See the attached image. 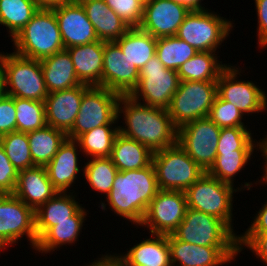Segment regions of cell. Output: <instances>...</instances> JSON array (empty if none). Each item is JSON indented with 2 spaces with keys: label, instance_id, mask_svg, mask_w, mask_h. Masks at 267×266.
<instances>
[{
  "label": "cell",
  "instance_id": "6da1fadb",
  "mask_svg": "<svg viewBox=\"0 0 267 266\" xmlns=\"http://www.w3.org/2000/svg\"><path fill=\"white\" fill-rule=\"evenodd\" d=\"M123 114V115H121ZM124 117L125 126H118L119 133L156 152L177 143L178 129L167 109L152 107L121 95L117 117Z\"/></svg>",
  "mask_w": 267,
  "mask_h": 266
},
{
  "label": "cell",
  "instance_id": "7a4b0ae2",
  "mask_svg": "<svg viewBox=\"0 0 267 266\" xmlns=\"http://www.w3.org/2000/svg\"><path fill=\"white\" fill-rule=\"evenodd\" d=\"M159 190L155 168L151 163L143 169L118 171L105 198L114 214L138 227Z\"/></svg>",
  "mask_w": 267,
  "mask_h": 266
},
{
  "label": "cell",
  "instance_id": "3957f363",
  "mask_svg": "<svg viewBox=\"0 0 267 266\" xmlns=\"http://www.w3.org/2000/svg\"><path fill=\"white\" fill-rule=\"evenodd\" d=\"M11 42L14 53L35 60L65 49L57 18L51 8H39Z\"/></svg>",
  "mask_w": 267,
  "mask_h": 266
},
{
  "label": "cell",
  "instance_id": "277c9868",
  "mask_svg": "<svg viewBox=\"0 0 267 266\" xmlns=\"http://www.w3.org/2000/svg\"><path fill=\"white\" fill-rule=\"evenodd\" d=\"M240 187L221 182L207 173L201 176L193 185L187 188L186 196L187 208L201 211L208 215L223 220L232 230L233 217V194L243 188L250 190L252 182H243ZM238 189V190H237Z\"/></svg>",
  "mask_w": 267,
  "mask_h": 266
},
{
  "label": "cell",
  "instance_id": "5b68a950",
  "mask_svg": "<svg viewBox=\"0 0 267 266\" xmlns=\"http://www.w3.org/2000/svg\"><path fill=\"white\" fill-rule=\"evenodd\" d=\"M0 70L5 94L11 97L45 101L48 95L40 60L29 59L16 53L0 52Z\"/></svg>",
  "mask_w": 267,
  "mask_h": 266
},
{
  "label": "cell",
  "instance_id": "8992f818",
  "mask_svg": "<svg viewBox=\"0 0 267 266\" xmlns=\"http://www.w3.org/2000/svg\"><path fill=\"white\" fill-rule=\"evenodd\" d=\"M229 19L206 9L191 10L176 36L197 52H216L234 27Z\"/></svg>",
  "mask_w": 267,
  "mask_h": 266
},
{
  "label": "cell",
  "instance_id": "52a82bcc",
  "mask_svg": "<svg viewBox=\"0 0 267 266\" xmlns=\"http://www.w3.org/2000/svg\"><path fill=\"white\" fill-rule=\"evenodd\" d=\"M152 163L160 190L184 192L205 174L178 143L153 152Z\"/></svg>",
  "mask_w": 267,
  "mask_h": 266
},
{
  "label": "cell",
  "instance_id": "ba28073f",
  "mask_svg": "<svg viewBox=\"0 0 267 266\" xmlns=\"http://www.w3.org/2000/svg\"><path fill=\"white\" fill-rule=\"evenodd\" d=\"M216 96L217 81H180L167 109L174 126L207 117Z\"/></svg>",
  "mask_w": 267,
  "mask_h": 266
},
{
  "label": "cell",
  "instance_id": "9c48e42d",
  "mask_svg": "<svg viewBox=\"0 0 267 266\" xmlns=\"http://www.w3.org/2000/svg\"><path fill=\"white\" fill-rule=\"evenodd\" d=\"M223 220L187 208L172 233L178 240L201 246H238V235Z\"/></svg>",
  "mask_w": 267,
  "mask_h": 266
},
{
  "label": "cell",
  "instance_id": "30bf717a",
  "mask_svg": "<svg viewBox=\"0 0 267 266\" xmlns=\"http://www.w3.org/2000/svg\"><path fill=\"white\" fill-rule=\"evenodd\" d=\"M179 83L177 71L166 68L155 55L139 71L138 85L129 96L142 104L168 109Z\"/></svg>",
  "mask_w": 267,
  "mask_h": 266
},
{
  "label": "cell",
  "instance_id": "8fae6325",
  "mask_svg": "<svg viewBox=\"0 0 267 266\" xmlns=\"http://www.w3.org/2000/svg\"><path fill=\"white\" fill-rule=\"evenodd\" d=\"M120 94L100 86H91L84 94L80 110L67 138L79 135L103 125L117 124V106Z\"/></svg>",
  "mask_w": 267,
  "mask_h": 266
},
{
  "label": "cell",
  "instance_id": "7c38bea8",
  "mask_svg": "<svg viewBox=\"0 0 267 266\" xmlns=\"http://www.w3.org/2000/svg\"><path fill=\"white\" fill-rule=\"evenodd\" d=\"M23 236L35 249V210L14 194H0V251L6 246L18 244Z\"/></svg>",
  "mask_w": 267,
  "mask_h": 266
},
{
  "label": "cell",
  "instance_id": "4fadbf2b",
  "mask_svg": "<svg viewBox=\"0 0 267 266\" xmlns=\"http://www.w3.org/2000/svg\"><path fill=\"white\" fill-rule=\"evenodd\" d=\"M220 131L208 116L198 118L178 129L177 143L206 173L217 157Z\"/></svg>",
  "mask_w": 267,
  "mask_h": 266
},
{
  "label": "cell",
  "instance_id": "5bb4252c",
  "mask_svg": "<svg viewBox=\"0 0 267 266\" xmlns=\"http://www.w3.org/2000/svg\"><path fill=\"white\" fill-rule=\"evenodd\" d=\"M240 71V72H239ZM241 69L228 65L217 79V95L236 106L243 115L267 110V95L252 81L239 80ZM239 74V77L237 76Z\"/></svg>",
  "mask_w": 267,
  "mask_h": 266
},
{
  "label": "cell",
  "instance_id": "9a60e30c",
  "mask_svg": "<svg viewBox=\"0 0 267 266\" xmlns=\"http://www.w3.org/2000/svg\"><path fill=\"white\" fill-rule=\"evenodd\" d=\"M186 209L184 192L159 190L148 205L140 226L147 227L151 234H172L183 221Z\"/></svg>",
  "mask_w": 267,
  "mask_h": 266
},
{
  "label": "cell",
  "instance_id": "2e32d148",
  "mask_svg": "<svg viewBox=\"0 0 267 266\" xmlns=\"http://www.w3.org/2000/svg\"><path fill=\"white\" fill-rule=\"evenodd\" d=\"M172 266H219L230 263L238 255V246H201L168 235ZM177 263V265H176Z\"/></svg>",
  "mask_w": 267,
  "mask_h": 266
},
{
  "label": "cell",
  "instance_id": "e0dca14e",
  "mask_svg": "<svg viewBox=\"0 0 267 266\" xmlns=\"http://www.w3.org/2000/svg\"><path fill=\"white\" fill-rule=\"evenodd\" d=\"M139 82V70L115 42H104L102 87L130 95Z\"/></svg>",
  "mask_w": 267,
  "mask_h": 266
},
{
  "label": "cell",
  "instance_id": "ac0fdd59",
  "mask_svg": "<svg viewBox=\"0 0 267 266\" xmlns=\"http://www.w3.org/2000/svg\"><path fill=\"white\" fill-rule=\"evenodd\" d=\"M191 9L172 0H149L144 5L139 28L153 37L176 36Z\"/></svg>",
  "mask_w": 267,
  "mask_h": 266
},
{
  "label": "cell",
  "instance_id": "d6986e66",
  "mask_svg": "<svg viewBox=\"0 0 267 266\" xmlns=\"http://www.w3.org/2000/svg\"><path fill=\"white\" fill-rule=\"evenodd\" d=\"M51 9L57 18L65 49L99 40L78 0L68 1Z\"/></svg>",
  "mask_w": 267,
  "mask_h": 266
},
{
  "label": "cell",
  "instance_id": "ffe728a7",
  "mask_svg": "<svg viewBox=\"0 0 267 266\" xmlns=\"http://www.w3.org/2000/svg\"><path fill=\"white\" fill-rule=\"evenodd\" d=\"M90 87L81 84L69 89L48 93L44 101L47 125L67 134L74 125L83 94Z\"/></svg>",
  "mask_w": 267,
  "mask_h": 266
},
{
  "label": "cell",
  "instance_id": "44dd1931",
  "mask_svg": "<svg viewBox=\"0 0 267 266\" xmlns=\"http://www.w3.org/2000/svg\"><path fill=\"white\" fill-rule=\"evenodd\" d=\"M79 144L66 138L52 160L45 166L49 180L58 192H68L84 168L79 167ZM79 151V152H78Z\"/></svg>",
  "mask_w": 267,
  "mask_h": 266
},
{
  "label": "cell",
  "instance_id": "7402d4cb",
  "mask_svg": "<svg viewBox=\"0 0 267 266\" xmlns=\"http://www.w3.org/2000/svg\"><path fill=\"white\" fill-rule=\"evenodd\" d=\"M56 193L58 191L49 180L46 167L34 166L18 171V180L13 194L27 206L36 210Z\"/></svg>",
  "mask_w": 267,
  "mask_h": 266
},
{
  "label": "cell",
  "instance_id": "603a6c76",
  "mask_svg": "<svg viewBox=\"0 0 267 266\" xmlns=\"http://www.w3.org/2000/svg\"><path fill=\"white\" fill-rule=\"evenodd\" d=\"M82 84L102 87L104 42L95 41L66 49Z\"/></svg>",
  "mask_w": 267,
  "mask_h": 266
},
{
  "label": "cell",
  "instance_id": "cb8c5ba5",
  "mask_svg": "<svg viewBox=\"0 0 267 266\" xmlns=\"http://www.w3.org/2000/svg\"><path fill=\"white\" fill-rule=\"evenodd\" d=\"M74 192H58L35 210L37 241L57 222L71 221V217L82 207Z\"/></svg>",
  "mask_w": 267,
  "mask_h": 266
},
{
  "label": "cell",
  "instance_id": "d4e9b609",
  "mask_svg": "<svg viewBox=\"0 0 267 266\" xmlns=\"http://www.w3.org/2000/svg\"><path fill=\"white\" fill-rule=\"evenodd\" d=\"M83 6L89 21L93 24L100 41L115 42L130 27L103 0H78Z\"/></svg>",
  "mask_w": 267,
  "mask_h": 266
},
{
  "label": "cell",
  "instance_id": "484cf974",
  "mask_svg": "<svg viewBox=\"0 0 267 266\" xmlns=\"http://www.w3.org/2000/svg\"><path fill=\"white\" fill-rule=\"evenodd\" d=\"M151 237L116 256L125 266H172L168 235L151 234Z\"/></svg>",
  "mask_w": 267,
  "mask_h": 266
},
{
  "label": "cell",
  "instance_id": "4316f807",
  "mask_svg": "<svg viewBox=\"0 0 267 266\" xmlns=\"http://www.w3.org/2000/svg\"><path fill=\"white\" fill-rule=\"evenodd\" d=\"M40 64L48 93L82 84L76 75L73 61L66 49L40 60Z\"/></svg>",
  "mask_w": 267,
  "mask_h": 266
},
{
  "label": "cell",
  "instance_id": "83f0119b",
  "mask_svg": "<svg viewBox=\"0 0 267 266\" xmlns=\"http://www.w3.org/2000/svg\"><path fill=\"white\" fill-rule=\"evenodd\" d=\"M87 214L86 209L81 207L71 221L57 222L37 241L35 251L46 254L78 241Z\"/></svg>",
  "mask_w": 267,
  "mask_h": 266
},
{
  "label": "cell",
  "instance_id": "f1b7e54d",
  "mask_svg": "<svg viewBox=\"0 0 267 266\" xmlns=\"http://www.w3.org/2000/svg\"><path fill=\"white\" fill-rule=\"evenodd\" d=\"M152 155L153 152L145 145L118 133L110 158L118 171H129L149 166Z\"/></svg>",
  "mask_w": 267,
  "mask_h": 266
},
{
  "label": "cell",
  "instance_id": "f546056e",
  "mask_svg": "<svg viewBox=\"0 0 267 266\" xmlns=\"http://www.w3.org/2000/svg\"><path fill=\"white\" fill-rule=\"evenodd\" d=\"M115 43L139 71L156 55L157 39L139 27L130 28Z\"/></svg>",
  "mask_w": 267,
  "mask_h": 266
},
{
  "label": "cell",
  "instance_id": "4dcf8cb0",
  "mask_svg": "<svg viewBox=\"0 0 267 266\" xmlns=\"http://www.w3.org/2000/svg\"><path fill=\"white\" fill-rule=\"evenodd\" d=\"M32 161L35 166H46L67 138V134L52 126L27 133Z\"/></svg>",
  "mask_w": 267,
  "mask_h": 266
},
{
  "label": "cell",
  "instance_id": "1f68e13d",
  "mask_svg": "<svg viewBox=\"0 0 267 266\" xmlns=\"http://www.w3.org/2000/svg\"><path fill=\"white\" fill-rule=\"evenodd\" d=\"M216 52H198L178 70L180 81H217L228 66L218 60Z\"/></svg>",
  "mask_w": 267,
  "mask_h": 266
},
{
  "label": "cell",
  "instance_id": "d6a6232c",
  "mask_svg": "<svg viewBox=\"0 0 267 266\" xmlns=\"http://www.w3.org/2000/svg\"><path fill=\"white\" fill-rule=\"evenodd\" d=\"M118 133V126L103 125L79 135L75 140L88 158L110 157Z\"/></svg>",
  "mask_w": 267,
  "mask_h": 266
},
{
  "label": "cell",
  "instance_id": "836d02e7",
  "mask_svg": "<svg viewBox=\"0 0 267 266\" xmlns=\"http://www.w3.org/2000/svg\"><path fill=\"white\" fill-rule=\"evenodd\" d=\"M39 8L35 0H0V24L8 28L11 40Z\"/></svg>",
  "mask_w": 267,
  "mask_h": 266
},
{
  "label": "cell",
  "instance_id": "e575fe53",
  "mask_svg": "<svg viewBox=\"0 0 267 266\" xmlns=\"http://www.w3.org/2000/svg\"><path fill=\"white\" fill-rule=\"evenodd\" d=\"M254 150H235L233 152H217L213 165L206 172L221 182L234 184L235 175L239 174L251 160Z\"/></svg>",
  "mask_w": 267,
  "mask_h": 266
},
{
  "label": "cell",
  "instance_id": "d590c367",
  "mask_svg": "<svg viewBox=\"0 0 267 266\" xmlns=\"http://www.w3.org/2000/svg\"><path fill=\"white\" fill-rule=\"evenodd\" d=\"M198 52L177 36L157 38L156 56L168 69L178 70Z\"/></svg>",
  "mask_w": 267,
  "mask_h": 266
},
{
  "label": "cell",
  "instance_id": "8d00e7d4",
  "mask_svg": "<svg viewBox=\"0 0 267 266\" xmlns=\"http://www.w3.org/2000/svg\"><path fill=\"white\" fill-rule=\"evenodd\" d=\"M83 176L89 183L91 190H95L107 197L112 189L118 169L110 157L91 158L83 166Z\"/></svg>",
  "mask_w": 267,
  "mask_h": 266
},
{
  "label": "cell",
  "instance_id": "74e56055",
  "mask_svg": "<svg viewBox=\"0 0 267 266\" xmlns=\"http://www.w3.org/2000/svg\"><path fill=\"white\" fill-rule=\"evenodd\" d=\"M16 131L29 133L47 125L44 101L14 97Z\"/></svg>",
  "mask_w": 267,
  "mask_h": 266
},
{
  "label": "cell",
  "instance_id": "f35d334b",
  "mask_svg": "<svg viewBox=\"0 0 267 266\" xmlns=\"http://www.w3.org/2000/svg\"><path fill=\"white\" fill-rule=\"evenodd\" d=\"M0 143L17 171L34 167L27 133L14 131L0 136Z\"/></svg>",
  "mask_w": 267,
  "mask_h": 266
},
{
  "label": "cell",
  "instance_id": "ab89813d",
  "mask_svg": "<svg viewBox=\"0 0 267 266\" xmlns=\"http://www.w3.org/2000/svg\"><path fill=\"white\" fill-rule=\"evenodd\" d=\"M255 140L248 127L221 128L217 152L256 150L257 148L262 152L261 155L264 156V139H260L259 142L257 140L255 142Z\"/></svg>",
  "mask_w": 267,
  "mask_h": 266
},
{
  "label": "cell",
  "instance_id": "60d3db41",
  "mask_svg": "<svg viewBox=\"0 0 267 266\" xmlns=\"http://www.w3.org/2000/svg\"><path fill=\"white\" fill-rule=\"evenodd\" d=\"M242 112L233 104L216 96L208 117L220 128L246 127Z\"/></svg>",
  "mask_w": 267,
  "mask_h": 266
},
{
  "label": "cell",
  "instance_id": "b9f144b4",
  "mask_svg": "<svg viewBox=\"0 0 267 266\" xmlns=\"http://www.w3.org/2000/svg\"><path fill=\"white\" fill-rule=\"evenodd\" d=\"M127 25L139 27L143 18L144 5L138 0H103Z\"/></svg>",
  "mask_w": 267,
  "mask_h": 266
},
{
  "label": "cell",
  "instance_id": "7bdbcfd3",
  "mask_svg": "<svg viewBox=\"0 0 267 266\" xmlns=\"http://www.w3.org/2000/svg\"><path fill=\"white\" fill-rule=\"evenodd\" d=\"M249 248L263 264L267 265V233H243L238 235L239 252Z\"/></svg>",
  "mask_w": 267,
  "mask_h": 266
},
{
  "label": "cell",
  "instance_id": "ee69618b",
  "mask_svg": "<svg viewBox=\"0 0 267 266\" xmlns=\"http://www.w3.org/2000/svg\"><path fill=\"white\" fill-rule=\"evenodd\" d=\"M18 180V171L12 165L0 143V194H13Z\"/></svg>",
  "mask_w": 267,
  "mask_h": 266
},
{
  "label": "cell",
  "instance_id": "f6af8a7d",
  "mask_svg": "<svg viewBox=\"0 0 267 266\" xmlns=\"http://www.w3.org/2000/svg\"><path fill=\"white\" fill-rule=\"evenodd\" d=\"M16 131L14 97L4 94L0 98V136Z\"/></svg>",
  "mask_w": 267,
  "mask_h": 266
},
{
  "label": "cell",
  "instance_id": "bcb514c9",
  "mask_svg": "<svg viewBox=\"0 0 267 266\" xmlns=\"http://www.w3.org/2000/svg\"><path fill=\"white\" fill-rule=\"evenodd\" d=\"M256 11H257V38H258V46L263 50L267 45V0H254Z\"/></svg>",
  "mask_w": 267,
  "mask_h": 266
},
{
  "label": "cell",
  "instance_id": "7dc6e473",
  "mask_svg": "<svg viewBox=\"0 0 267 266\" xmlns=\"http://www.w3.org/2000/svg\"><path fill=\"white\" fill-rule=\"evenodd\" d=\"M261 178L259 184L262 181L261 183L267 185V180H265L264 177ZM253 220V223L250 224L251 226H249L244 233H267V200L262 208L259 209Z\"/></svg>",
  "mask_w": 267,
  "mask_h": 266
},
{
  "label": "cell",
  "instance_id": "c3c4849f",
  "mask_svg": "<svg viewBox=\"0 0 267 266\" xmlns=\"http://www.w3.org/2000/svg\"><path fill=\"white\" fill-rule=\"evenodd\" d=\"M85 266H125L124 263L116 256V254L111 255L109 253L102 255L97 260L92 263L86 264Z\"/></svg>",
  "mask_w": 267,
  "mask_h": 266
},
{
  "label": "cell",
  "instance_id": "681fc988",
  "mask_svg": "<svg viewBox=\"0 0 267 266\" xmlns=\"http://www.w3.org/2000/svg\"><path fill=\"white\" fill-rule=\"evenodd\" d=\"M175 3L189 7L191 10L205 9L201 2L203 0H172Z\"/></svg>",
  "mask_w": 267,
  "mask_h": 266
},
{
  "label": "cell",
  "instance_id": "f907efd6",
  "mask_svg": "<svg viewBox=\"0 0 267 266\" xmlns=\"http://www.w3.org/2000/svg\"><path fill=\"white\" fill-rule=\"evenodd\" d=\"M68 1L70 0H35L36 4L40 8H52Z\"/></svg>",
  "mask_w": 267,
  "mask_h": 266
},
{
  "label": "cell",
  "instance_id": "816d5d0a",
  "mask_svg": "<svg viewBox=\"0 0 267 266\" xmlns=\"http://www.w3.org/2000/svg\"><path fill=\"white\" fill-rule=\"evenodd\" d=\"M265 158V159H264ZM264 167H263V177L265 180H267V135L264 137Z\"/></svg>",
  "mask_w": 267,
  "mask_h": 266
},
{
  "label": "cell",
  "instance_id": "f5cc1de1",
  "mask_svg": "<svg viewBox=\"0 0 267 266\" xmlns=\"http://www.w3.org/2000/svg\"><path fill=\"white\" fill-rule=\"evenodd\" d=\"M5 94V89H4V79L2 72L0 70V98Z\"/></svg>",
  "mask_w": 267,
  "mask_h": 266
},
{
  "label": "cell",
  "instance_id": "db71d44e",
  "mask_svg": "<svg viewBox=\"0 0 267 266\" xmlns=\"http://www.w3.org/2000/svg\"><path fill=\"white\" fill-rule=\"evenodd\" d=\"M140 1L143 5H145L149 0H138Z\"/></svg>",
  "mask_w": 267,
  "mask_h": 266
}]
</instances>
